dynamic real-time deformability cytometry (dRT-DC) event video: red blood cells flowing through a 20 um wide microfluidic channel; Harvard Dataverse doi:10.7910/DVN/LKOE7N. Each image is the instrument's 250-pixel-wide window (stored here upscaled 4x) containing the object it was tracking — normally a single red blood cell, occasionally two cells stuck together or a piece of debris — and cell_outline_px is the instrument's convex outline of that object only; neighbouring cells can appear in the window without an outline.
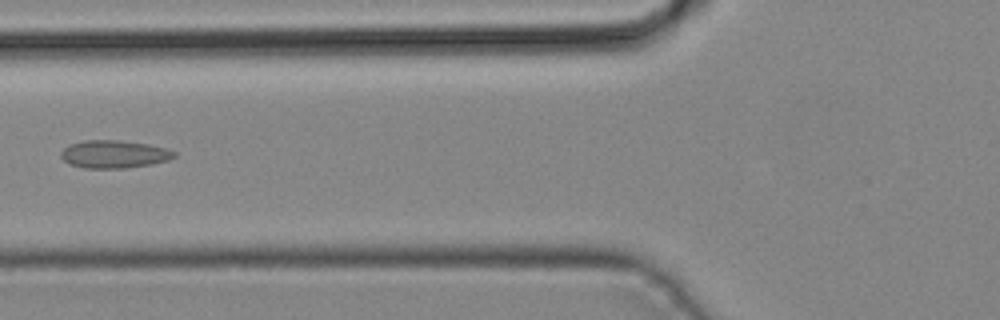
{"species": "common noctule bat (a hibernating species)", "species_latin": "Nyctalus noctula", "temperature_condition": "cold", "stored_images_in_passage": 24, "camera_frame_rate_fps": 3000, "um_per_image_px": 0.085, "animal": {"sex": "male", "body_mass_g": 19.2, "forearm_length_mm": 51.8}, "frame": {"image": 1, "passage_image": 7, "time_ms": 2.0, "image_size_px": [1000, 320], "cell_outline_px": [[176, 156], [168, 160], [152, 164], [124, 168], [84, 168], [68, 164], [60, 156], [60, 152], [68, 144], [84, 140], [116, 140], [148, 144], [164, 148], [176, 152]], "centroid_in_image_um": [9.65, 13.11], "position_along_channel_um": 116.1, "area_um2": 18.38}}
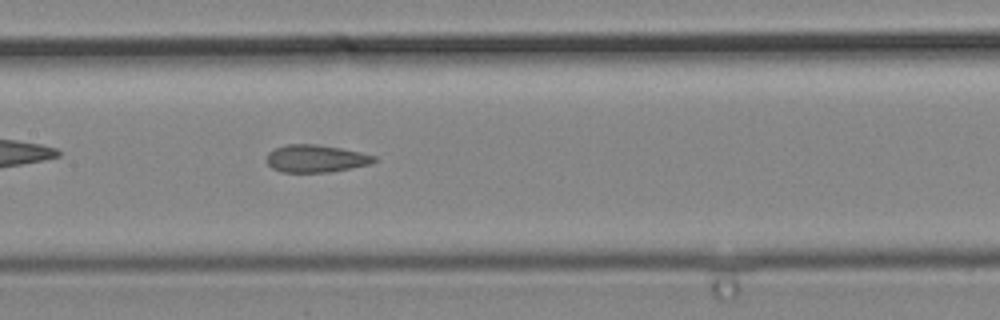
{"frame": {"image": 2, "passage_image": 11, "time_ms": 3.333, "image_size_px": [1000, 320], "cell_outline_px": [[376, 160], [372, 164], [352, 168], [328, 172], [280, 172], [272, 168], [264, 160], [268, 152], [276, 148], [288, 144], [312, 144], [340, 148], [360, 152], [376, 156]], "centroid_in_image_um": [26.82, 13.49], "position_along_channel_um": 180.6, "area_um2": 17.28}}
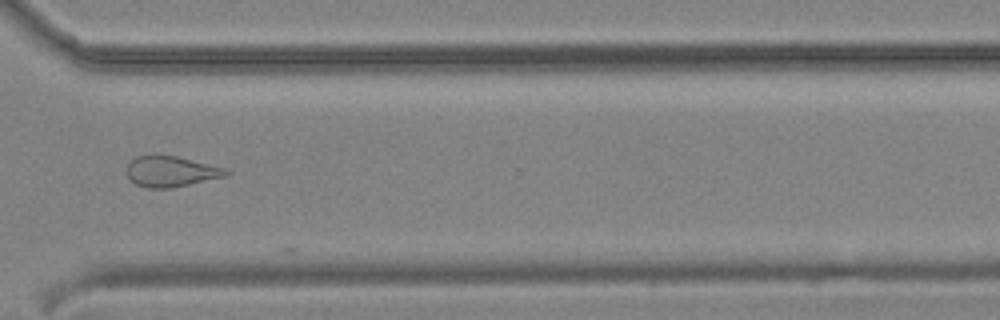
{"frame": {"image": 3, "passage_image": 22, "time_ms": 7.0, "image_size_px": [1000, 320], "cell_outline_px": [[232, 172], [224, 176], [188, 184], [168, 188], [148, 188], [136, 184], [128, 180], [128, 164], [136, 156], [176, 156], [228, 168]], "centroid_in_image_um": [14.55, 14.58], "position_along_channel_um": 356.0, "area_um2": 17.46}}